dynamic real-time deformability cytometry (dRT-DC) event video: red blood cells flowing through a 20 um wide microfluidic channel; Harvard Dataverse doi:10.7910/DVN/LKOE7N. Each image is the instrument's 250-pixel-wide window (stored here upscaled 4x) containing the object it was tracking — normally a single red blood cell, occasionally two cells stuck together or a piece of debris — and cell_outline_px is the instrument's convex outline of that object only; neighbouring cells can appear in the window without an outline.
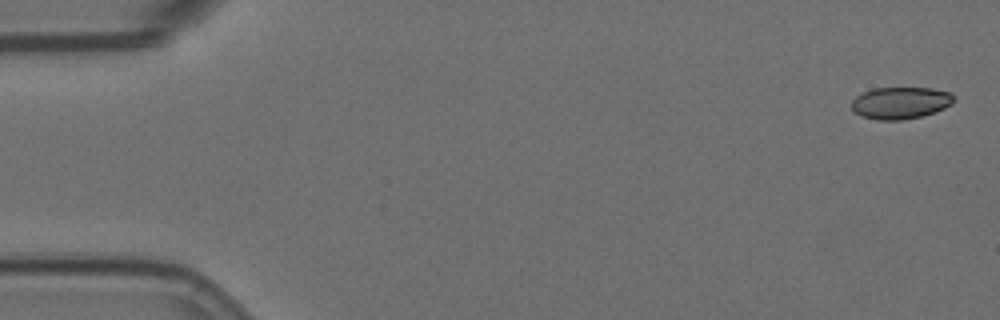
{"species": "Egyptian fruit bat (a non-hibernating species)", "species_latin": "Rousettus aegyptiacus", "temperature_condition": "room temperature", "stored_images_in_passage": 6, "camera_frame_rate_fps": 3000, "um_per_image_px": 0.085, "animal": {"sex": "female"}, "frame": {"image": 1, "passage_image": 1, "time_ms": 0.0, "image_size_px": [1000, 320], "cell_outline_px": [[956, 100], [952, 104], [944, 108], [920, 116], [900, 120], [876, 120], [860, 116], [852, 108], [852, 100], [856, 96], [872, 88], [932, 88], [948, 92]], "centroid_in_image_um": [76.52, 8.74], "position_along_channel_um": 8.5, "area_um2": 18.9}}
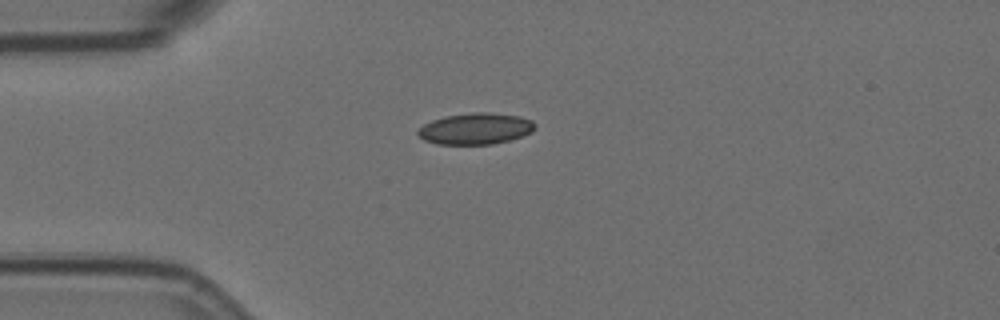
{"frame": {"image": 2, "passage_image": 4, "time_ms": 1.0, "image_size_px": [1000, 320], "cell_outline_px": [[536, 128], [532, 132], [508, 140], [492, 144], [436, 144], [424, 140], [416, 136], [416, 132], [424, 124], [432, 120], [444, 116], [472, 112], [484, 112], [520, 116], [532, 120], [536, 124]], "centroid_in_image_um": [40.4, 10.93], "position_along_channel_um": 44.6, "area_um2": 21.44}}
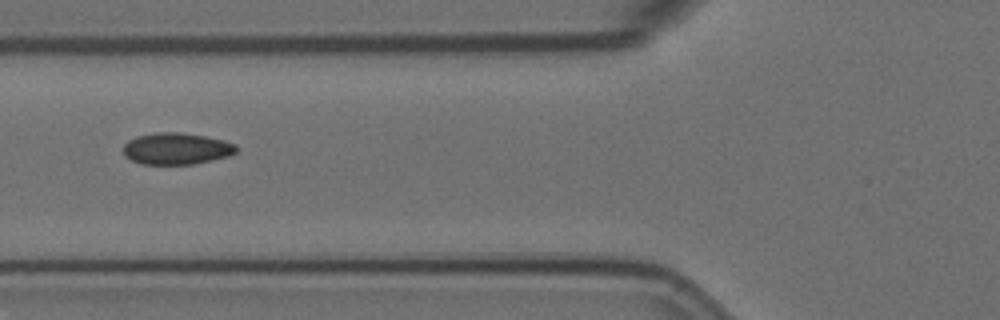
{"frame": {"image": 3, "passage_image": 6, "time_ms": 1.667, "image_size_px": [1000, 320], "cell_outline_px": [[240, 148], [236, 152], [228, 156], [212, 160], [192, 164], [140, 164], [124, 156], [124, 144], [128, 140], [136, 136], [156, 132], [180, 132], [204, 136], [236, 144]], "centroid_in_image_um": [14.99, 12.63], "position_along_channel_um": 110.8, "area_um2": 20.87}}